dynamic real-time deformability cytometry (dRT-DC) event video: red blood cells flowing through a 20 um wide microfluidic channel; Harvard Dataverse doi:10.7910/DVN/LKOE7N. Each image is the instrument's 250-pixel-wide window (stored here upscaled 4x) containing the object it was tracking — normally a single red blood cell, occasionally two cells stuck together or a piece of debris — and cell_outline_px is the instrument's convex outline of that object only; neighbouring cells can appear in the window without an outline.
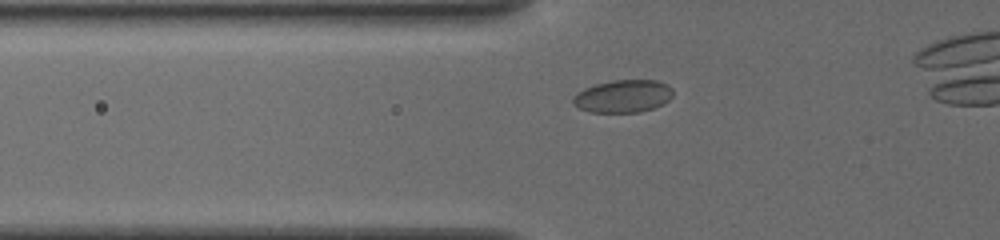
{"species": "common noctule bat (a hibernating species)", "species_latin": "Nyctalus noctula", "temperature_condition": "cold", "stored_images_in_passage": 35, "camera_frame_rate_fps": 3000, "um_per_image_px": 0.085, "animal": {"sex": "female", "body_mass_g": 19.5, "forearm_length_mm": 54.1}, "frame": {"image": 1, "passage_image": 6, "time_ms": 1.667, "image_size_px": [1000, 240], "cell_outline_px": [[672, 96], [664, 104], [640, 112], [588, 112], [572, 104], [572, 96], [584, 88], [596, 84], [612, 80], [656, 80], [672, 88]], "centroid_in_image_um": [52.93, 8.18], "position_along_channel_um": 72.9, "area_um2": 19.02}}
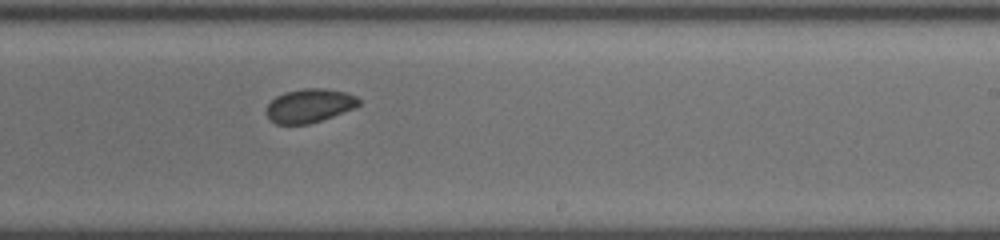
{"frame": {"image": 2, "passage_image": 21, "time_ms": 6.667, "image_size_px": [1000, 240], "cell_outline_px": [[360, 104], [356, 108], [308, 124], [276, 124], [268, 120], [268, 104], [276, 96], [284, 92], [304, 88], [324, 88], [348, 92], [356, 96], [360, 100]], "centroid_in_image_um": [26.33, 8.97], "position_along_channel_um": 262.7, "area_um2": 18.21}}
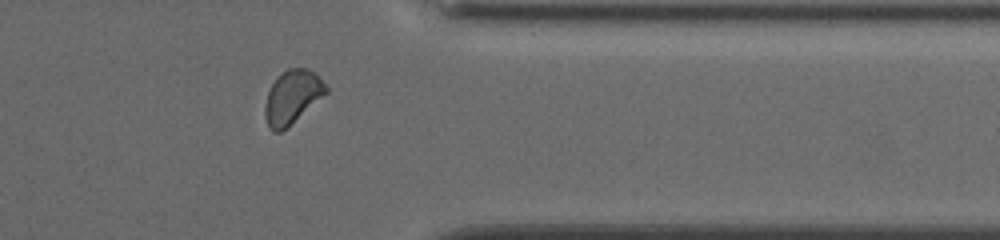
{"frame": {"image": 3, "passage_image": 31, "time_ms": 10.0, "image_size_px": [1000, 240], "cell_outline_px": [[328, 92], [288, 128], [280, 132], [272, 132], [268, 124], [264, 112], [264, 108], [268, 92], [276, 76], [288, 68], [308, 68], [316, 72], [328, 88]], "centroid_in_image_um": [24.86, 8.24], "position_along_channel_um": 386.5, "area_um2": 19.25}}